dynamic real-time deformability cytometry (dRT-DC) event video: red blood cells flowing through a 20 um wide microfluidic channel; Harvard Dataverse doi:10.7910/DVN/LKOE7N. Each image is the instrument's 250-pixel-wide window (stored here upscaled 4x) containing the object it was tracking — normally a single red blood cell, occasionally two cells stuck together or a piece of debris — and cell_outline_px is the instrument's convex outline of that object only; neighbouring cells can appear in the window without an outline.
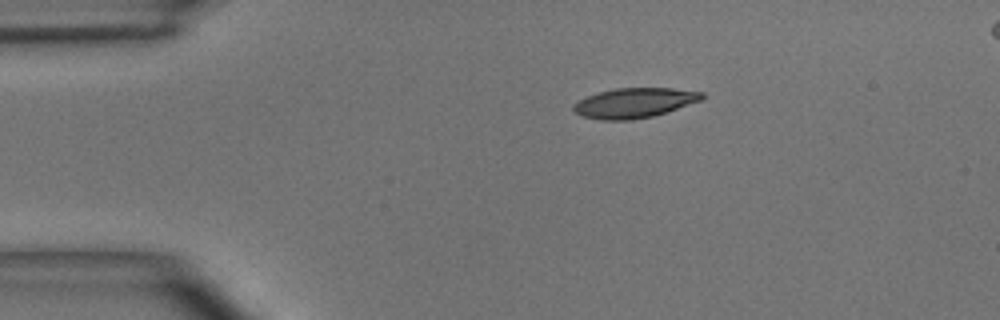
{"species": "common noctule bat (a hibernating species)", "species_latin": "Nyctalus noctula", "temperature_condition": "room temperature", "stored_images_in_passage": 41, "camera_frame_rate_fps": 3000, "um_per_image_px": 0.085, "animal": {"sex": "male", "body_mass_g": 15.6}, "frame": {"image": 1, "passage_image": 1, "time_ms": 0.0, "image_size_px": [1000, 320], "cell_outline_px": [[704, 96], [700, 100], [652, 116], [632, 120], [600, 120], [580, 116], [572, 108], [580, 100], [588, 96], [600, 92], [616, 88], [672, 88], [704, 92]], "centroid_in_image_um": [53.9, 8.75], "position_along_channel_um": 31.1, "area_um2": 21.96}}
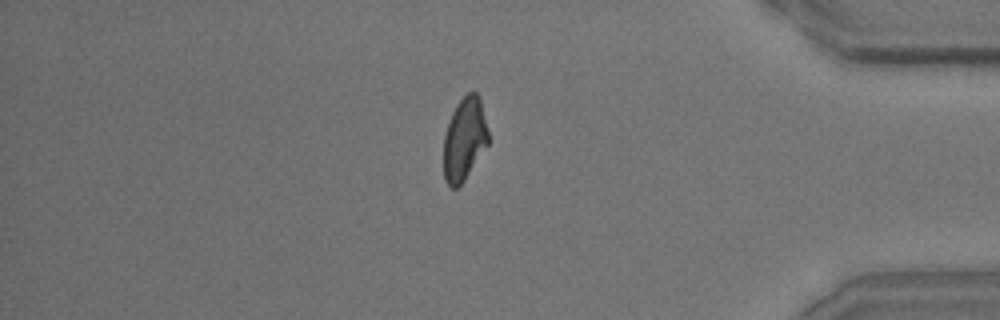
{"frame": {"image": 2, "passage_image": 34, "time_ms": 11.0, "image_size_px": [1000, 320], "cell_outline_px": [[488, 144], [464, 180], [456, 188], [452, 188], [444, 180], [444, 136], [452, 112], [456, 104], [468, 92], [476, 92], [480, 96], [488, 132]], "centroid_in_image_um": [39.47, 11.81], "position_along_channel_um": 395.7, "area_um2": 21.39}}
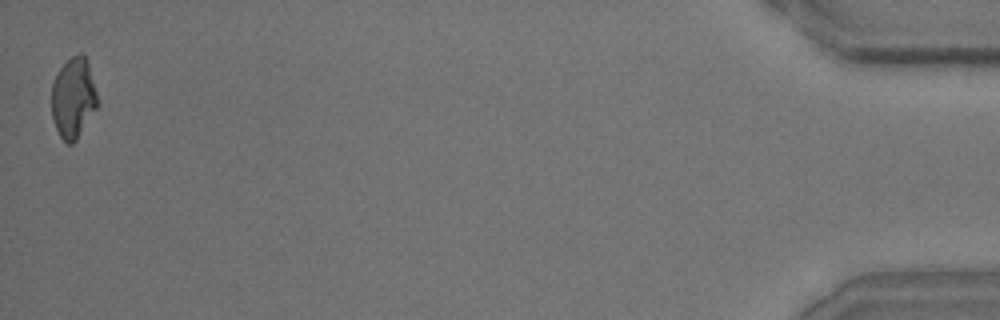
{"frame": {"image": 3, "passage_image": 41, "time_ms": 13.333, "image_size_px": [1000, 320], "cell_outline_px": [[100, 104], [76, 140], [72, 144], [68, 144], [60, 136], [56, 128], [52, 116], [52, 84], [56, 72], [72, 56], [80, 52], [84, 56], [88, 64]], "centroid_in_image_um": [6.24, 8.33], "position_along_channel_um": 429.0, "area_um2": 21.5}, "authors_computed_cell_mechanics": {"area_um2": 22.542, "velocity_mm_per_s": 4.0044, "shape_relaxation_time_tau1_ms": 3.8445, "shape_relaxation_time_tau2_ms": 2.1226, "deformation_change_tau1": 0.1511, "deformation_change_tau2": 0.0795}}